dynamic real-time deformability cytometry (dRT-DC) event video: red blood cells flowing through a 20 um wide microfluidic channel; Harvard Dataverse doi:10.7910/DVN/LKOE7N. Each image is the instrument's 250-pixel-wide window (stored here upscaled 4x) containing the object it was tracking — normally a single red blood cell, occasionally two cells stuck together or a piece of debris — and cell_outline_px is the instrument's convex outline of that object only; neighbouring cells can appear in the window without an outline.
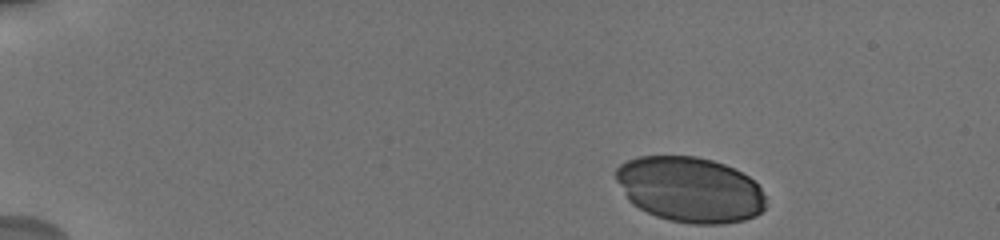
{"species": "human", "species_latin": "Homo sapiens", "temperature_condition": "cold", "stored_images_in_passage": 29, "camera_frame_rate_fps": 3000, "um_per_image_px": 0.085, "donor": {"sex": "male"}, "frame": {"image": 1, "passage_image": 1, "time_ms": 0.0, "image_size_px": [1000, 240], "cell_outline_px": [[764, 208], [756, 216], [744, 220], [724, 224], [692, 224], [668, 220], [656, 216], [632, 204], [628, 200], [616, 180], [616, 168], [620, 164], [628, 160], [640, 156], [696, 156], [712, 160], [724, 164], [748, 176], [760, 188], [764, 196]], "centroid_in_image_um": [58.62, 16.11], "position_along_channel_um": 26.4, "area_um2": 57.05}}